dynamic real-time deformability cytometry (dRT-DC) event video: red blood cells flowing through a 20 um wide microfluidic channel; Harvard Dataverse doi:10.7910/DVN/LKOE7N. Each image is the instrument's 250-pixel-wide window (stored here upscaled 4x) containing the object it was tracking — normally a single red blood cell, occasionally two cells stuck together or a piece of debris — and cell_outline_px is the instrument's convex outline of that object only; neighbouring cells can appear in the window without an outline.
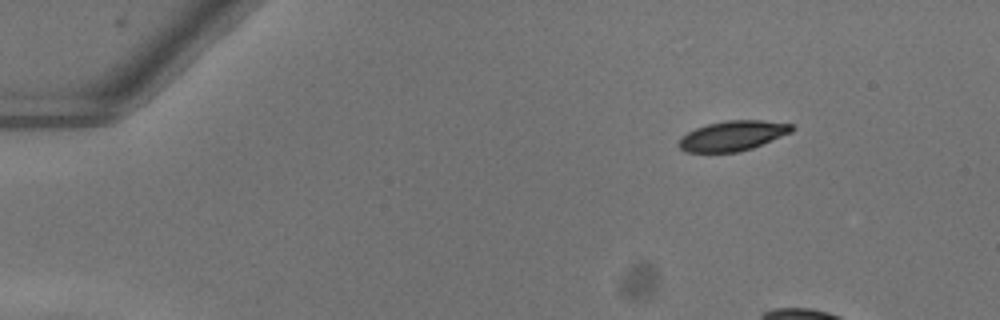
{"species": "common noctule bat (a hibernating species)", "species_latin": "Nyctalus noctula", "temperature_condition": "warm", "stored_images_in_passage": 8, "camera_frame_rate_fps": 3000, "um_per_image_px": 0.085, "animal": {"sex": "female"}, "frame": {"image": 1, "passage_image": 1, "time_ms": 0.0, "image_size_px": [1000, 320], "cell_outline_px": [[796, 128], [792, 132], [752, 148], [736, 152], [684, 152], [676, 144], [680, 136], [696, 128], [708, 124], [724, 120], [760, 120], [792, 124]], "centroid_in_image_um": [62.25, 11.54], "position_along_channel_um": 22.8, "area_um2": 19.83}}